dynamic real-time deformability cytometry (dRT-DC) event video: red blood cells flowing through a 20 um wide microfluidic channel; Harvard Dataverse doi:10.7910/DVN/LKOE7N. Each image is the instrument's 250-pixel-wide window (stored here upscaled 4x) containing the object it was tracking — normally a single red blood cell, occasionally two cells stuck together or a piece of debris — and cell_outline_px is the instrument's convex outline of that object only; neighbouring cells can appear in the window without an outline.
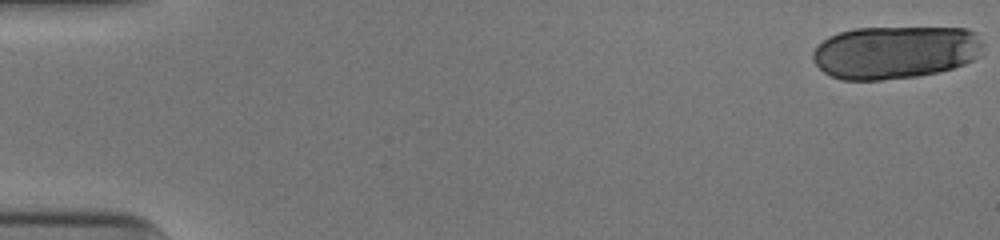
{"species": "human", "species_latin": "Homo sapiens", "temperature_condition": "cold", "stored_images_in_passage": 19, "camera_frame_rate_fps": 3000, "um_per_image_px": 0.085, "donor": {"sex": "male"}, "frame": {"image": 1, "passage_image": 1, "time_ms": 0.0, "image_size_px": [1000, 240], "cell_outline_px": [[984, 44], [980, 56], [964, 64], [952, 68], [936, 72], [916, 76], [880, 80], [840, 80], [824, 72], [812, 60], [812, 52], [828, 36], [840, 32], [856, 28], [968, 28], [976, 32]], "centroid_in_image_um": [76.11, 4.44], "position_along_channel_um": 8.9, "area_um2": 52.71}}